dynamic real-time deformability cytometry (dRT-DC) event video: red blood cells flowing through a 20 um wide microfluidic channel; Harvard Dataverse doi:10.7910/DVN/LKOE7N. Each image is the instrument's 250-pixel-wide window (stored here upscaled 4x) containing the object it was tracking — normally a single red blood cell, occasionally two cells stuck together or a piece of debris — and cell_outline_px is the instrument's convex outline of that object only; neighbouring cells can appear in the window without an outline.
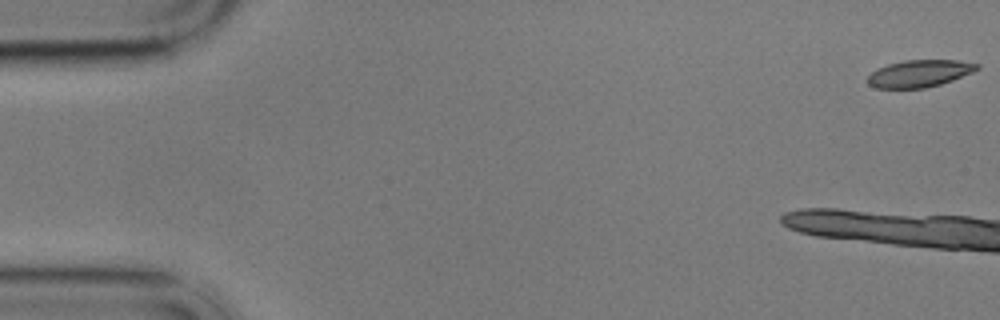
{"species": "common noctule bat (a hibernating species)", "species_latin": "Nyctalus noctula", "temperature_condition": "cold", "stored_images_in_passage": 14, "camera_frame_rate_fps": 3000, "um_per_image_px": 0.085, "animal": {"sex": "male", "body_mass_g": 17.9}, "frame": {"image": 1, "passage_image": 1, "time_ms": 0.0, "image_size_px": [1000, 320], "cell_outline_px": [[980, 68], [972, 72], [952, 80], [940, 84], [924, 88], [876, 88], [868, 84], [868, 76], [872, 72], [888, 64], [904, 60], [956, 60], [980, 64]], "centroid_in_image_um": [78.16, 6.24], "position_along_channel_um": 6.8, "area_um2": 17.11}}